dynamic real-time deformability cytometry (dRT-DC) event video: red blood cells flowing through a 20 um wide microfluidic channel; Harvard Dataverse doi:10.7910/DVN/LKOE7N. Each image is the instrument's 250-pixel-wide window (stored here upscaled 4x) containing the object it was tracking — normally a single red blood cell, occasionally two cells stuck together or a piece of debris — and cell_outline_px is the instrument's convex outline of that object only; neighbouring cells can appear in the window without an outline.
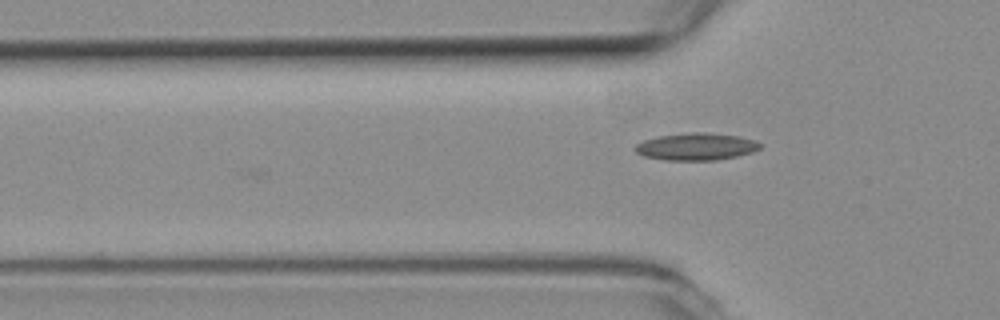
{"species": "common noctule bat (a hibernating species)", "species_latin": "Nyctalus noctula", "temperature_condition": "room temperature", "stored_images_in_passage": 4, "camera_frame_rate_fps": 3000, "um_per_image_px": 0.085, "animal": {"sex": "female", "body_mass_g": 19.3, "forearm_length_mm": 54.1}, "frame": {"image": 1, "passage_image": 4, "time_ms": 1.0, "image_size_px": [1000, 320], "cell_outline_px": [[760, 148], [752, 152], [736, 156], [716, 160], [664, 160], [644, 156], [636, 152], [636, 144], [644, 140], [660, 136], [692, 132], [704, 132], [740, 136], [756, 140], [760, 144]], "centroid_in_image_um": [59.2, 12.46], "position_along_channel_um": 66.6, "area_um2": 19.65}}